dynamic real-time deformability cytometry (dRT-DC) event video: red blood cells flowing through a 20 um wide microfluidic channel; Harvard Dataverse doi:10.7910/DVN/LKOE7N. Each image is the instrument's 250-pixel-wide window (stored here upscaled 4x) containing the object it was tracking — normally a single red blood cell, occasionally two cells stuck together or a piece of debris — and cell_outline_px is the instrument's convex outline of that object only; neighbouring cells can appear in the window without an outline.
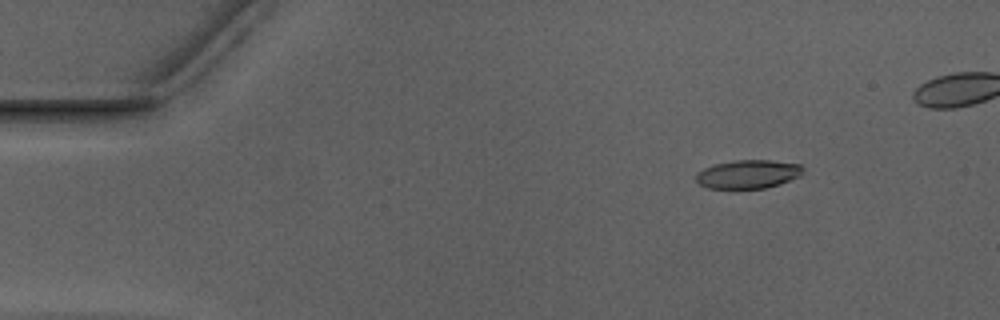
{"species": "Egyptian fruit bat (a non-hibernating species)", "species_latin": "Rousettus aegyptiacus", "temperature_condition": "warm", "stored_images_in_passage": 16, "camera_frame_rate_fps": 3000, "um_per_image_px": 0.085, "animal": {"sex": "male"}, "frame": {"image": 1, "passage_image": 7, "time_ms": 2.0, "image_size_px": [1000, 320], "cell_outline_px": [[804, 172], [800, 176], [780, 184], [764, 188], [708, 188], [700, 184], [696, 180], [696, 176], [704, 168], [716, 164], [736, 160], [772, 160], [800, 164], [804, 168]], "centroid_in_image_um": [63.64, 14.8], "position_along_channel_um": 21.4, "area_um2": 17.69}}